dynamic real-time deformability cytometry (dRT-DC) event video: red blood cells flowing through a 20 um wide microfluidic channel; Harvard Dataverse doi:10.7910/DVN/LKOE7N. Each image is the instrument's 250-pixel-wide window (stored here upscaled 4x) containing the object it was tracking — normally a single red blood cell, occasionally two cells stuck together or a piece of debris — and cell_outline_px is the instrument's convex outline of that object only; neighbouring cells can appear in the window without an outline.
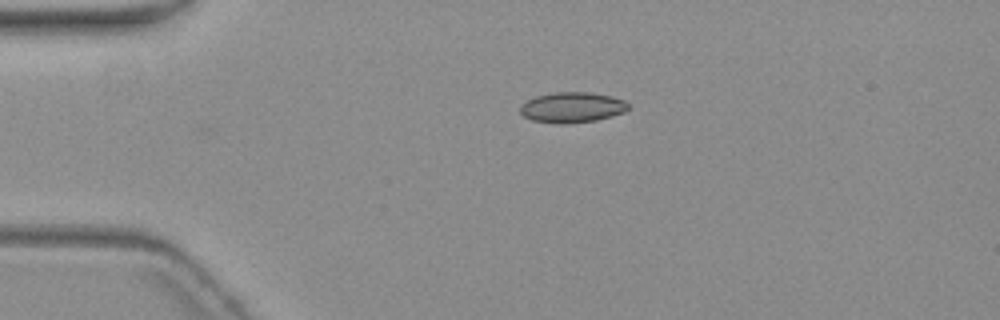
{"species": "common noctule bat (a hibernating species)", "species_latin": "Nyctalus noctula", "temperature_condition": "warm", "stored_images_in_passage": 4, "camera_frame_rate_fps": 3000, "um_per_image_px": 0.085, "animal": {"sex": "female", "body_mass_g": 19.3, "forearm_length_mm": 54.1}, "frame": {"image": 1, "passage_image": 4, "time_ms": 3.667, "image_size_px": [1000, 320], "cell_outline_px": [[628, 108], [624, 112], [612, 116], [596, 120], [564, 124], [532, 120], [524, 116], [520, 112], [520, 104], [536, 96], [552, 92], [588, 92], [612, 96], [624, 100], [628, 104]], "centroid_in_image_um": [48.62, 9.12], "position_along_channel_um": 36.4, "area_um2": 19.13}}